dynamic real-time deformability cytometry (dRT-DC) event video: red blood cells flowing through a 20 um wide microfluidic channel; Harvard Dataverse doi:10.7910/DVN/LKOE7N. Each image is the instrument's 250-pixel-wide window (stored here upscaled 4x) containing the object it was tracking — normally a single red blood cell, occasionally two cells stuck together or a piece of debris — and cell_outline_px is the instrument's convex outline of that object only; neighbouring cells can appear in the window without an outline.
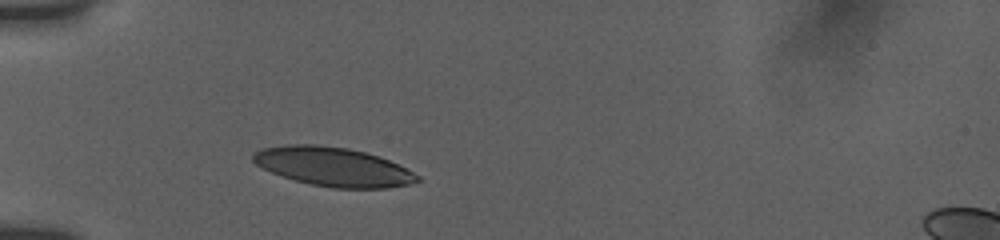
{"species": "human", "species_latin": "Homo sapiens", "temperature_condition": "room temperature", "stored_images_in_passage": 7, "camera_frame_rate_fps": 3000, "um_per_image_px": 0.085, "donor": {"sex": "female"}, "frame": {"image": 1, "passage_image": 3, "time_ms": 1.0, "image_size_px": [1000, 240], "cell_outline_px": [[420, 180], [408, 184], [384, 188], [332, 188], [312, 184], [296, 180], [272, 172], [256, 164], [252, 160], [252, 152], [260, 148], [288, 144], [316, 144], [348, 148], [364, 152], [388, 160], [420, 176]], "centroid_in_image_um": [28.26, 14.16], "position_along_channel_um": 56.7, "area_um2": 36.88}}
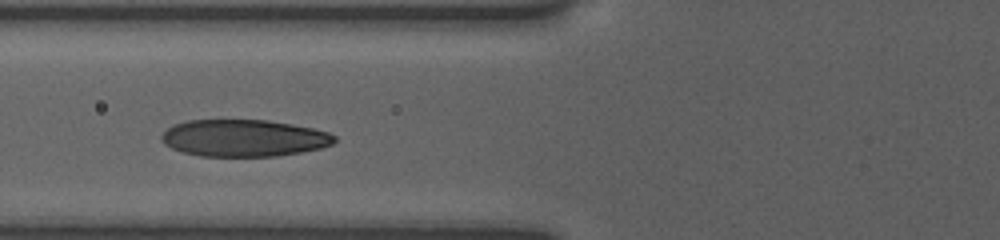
{"frame": {"image": 2, "passage_image": 6, "time_ms": 2.667, "image_size_px": [1000, 240], "cell_outline_px": [[336, 140], [332, 144], [320, 148], [300, 152], [276, 156], [200, 156], [184, 152], [172, 148], [164, 144], [160, 140], [160, 136], [168, 128], [176, 124], [188, 120], [268, 120], [292, 124], [312, 128], [328, 132], [336, 136]], "centroid_in_image_um": [20.72, 11.73], "position_along_channel_um": 105.1, "area_um2": 37.17}}